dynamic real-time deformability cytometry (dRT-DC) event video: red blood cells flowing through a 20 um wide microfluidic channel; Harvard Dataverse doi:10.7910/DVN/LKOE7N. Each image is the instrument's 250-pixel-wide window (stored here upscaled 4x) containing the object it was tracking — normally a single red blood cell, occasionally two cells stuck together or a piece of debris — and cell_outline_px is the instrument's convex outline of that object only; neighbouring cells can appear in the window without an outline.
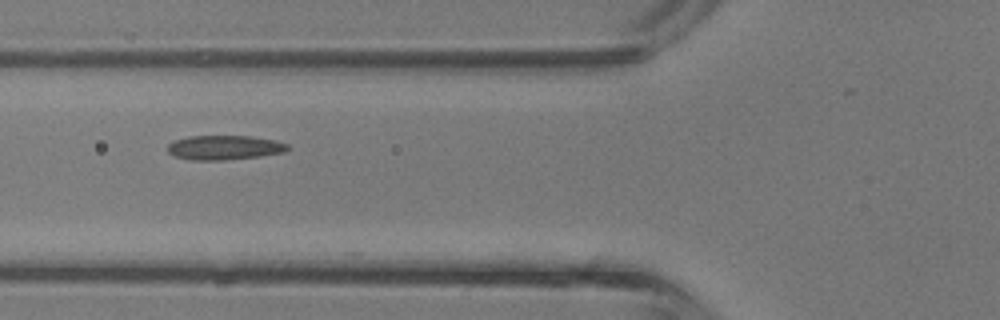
{"species": "common noctule bat (a hibernating species)", "species_latin": "Nyctalus noctula", "temperature_condition": "room temperature", "stored_images_in_passage": 2, "camera_frame_rate_fps": 3000, "um_per_image_px": 0.085, "animal": {"sex": "male", "body_mass_g": 13.3}, "frame": {"image": 1, "passage_image": 2, "time_ms": 0.333, "image_size_px": [1000, 320], "cell_outline_px": [[288, 148], [284, 152], [260, 156], [220, 160], [192, 160], [176, 156], [168, 152], [168, 144], [172, 140], [188, 136], [252, 136], [276, 140], [288, 144]], "centroid_in_image_um": [19.06, 12.53], "position_along_channel_um": 106.7, "area_um2": 17.05}}